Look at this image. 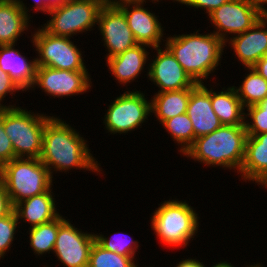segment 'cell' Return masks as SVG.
Wrapping results in <instances>:
<instances>
[{"label": "cell", "mask_w": 267, "mask_h": 267, "mask_svg": "<svg viewBox=\"0 0 267 267\" xmlns=\"http://www.w3.org/2000/svg\"><path fill=\"white\" fill-rule=\"evenodd\" d=\"M87 145V141L71 125L52 116L45 123L39 159L48 168L52 178L54 171L68 172L73 168L101 174V165Z\"/></svg>", "instance_id": "6da1fadb"}, {"label": "cell", "mask_w": 267, "mask_h": 267, "mask_svg": "<svg viewBox=\"0 0 267 267\" xmlns=\"http://www.w3.org/2000/svg\"><path fill=\"white\" fill-rule=\"evenodd\" d=\"M197 30L190 34L166 37L165 46L196 83H204L214 73L223 50L227 45L213 32L200 34ZM215 69V70H214Z\"/></svg>", "instance_id": "7a4b0ae2"}, {"label": "cell", "mask_w": 267, "mask_h": 267, "mask_svg": "<svg viewBox=\"0 0 267 267\" xmlns=\"http://www.w3.org/2000/svg\"><path fill=\"white\" fill-rule=\"evenodd\" d=\"M247 131L245 125H222L210 134L198 137L183 157L192 158L206 166H222L240 172Z\"/></svg>", "instance_id": "3957f363"}, {"label": "cell", "mask_w": 267, "mask_h": 267, "mask_svg": "<svg viewBox=\"0 0 267 267\" xmlns=\"http://www.w3.org/2000/svg\"><path fill=\"white\" fill-rule=\"evenodd\" d=\"M151 216V230L162 244L169 248L187 247L191 238L197 234L199 221L194 207L186 200H165Z\"/></svg>", "instance_id": "277c9868"}, {"label": "cell", "mask_w": 267, "mask_h": 267, "mask_svg": "<svg viewBox=\"0 0 267 267\" xmlns=\"http://www.w3.org/2000/svg\"><path fill=\"white\" fill-rule=\"evenodd\" d=\"M52 116L22 107H3L2 121L11 140L15 158H40L45 123Z\"/></svg>", "instance_id": "5b68a950"}, {"label": "cell", "mask_w": 267, "mask_h": 267, "mask_svg": "<svg viewBox=\"0 0 267 267\" xmlns=\"http://www.w3.org/2000/svg\"><path fill=\"white\" fill-rule=\"evenodd\" d=\"M2 183L12 206L52 187V176L39 158H15L2 166Z\"/></svg>", "instance_id": "8992f818"}, {"label": "cell", "mask_w": 267, "mask_h": 267, "mask_svg": "<svg viewBox=\"0 0 267 267\" xmlns=\"http://www.w3.org/2000/svg\"><path fill=\"white\" fill-rule=\"evenodd\" d=\"M102 6L97 0H68L62 6L49 10L50 20L42 27L53 35L70 38L94 30Z\"/></svg>", "instance_id": "52a82bcc"}, {"label": "cell", "mask_w": 267, "mask_h": 267, "mask_svg": "<svg viewBox=\"0 0 267 267\" xmlns=\"http://www.w3.org/2000/svg\"><path fill=\"white\" fill-rule=\"evenodd\" d=\"M32 36L35 47L37 66L69 70L87 71L82 51L70 40V37L57 36L48 33L42 26L38 27Z\"/></svg>", "instance_id": "ba28073f"}, {"label": "cell", "mask_w": 267, "mask_h": 267, "mask_svg": "<svg viewBox=\"0 0 267 267\" xmlns=\"http://www.w3.org/2000/svg\"><path fill=\"white\" fill-rule=\"evenodd\" d=\"M114 99L103 119V124L110 134L135 131L152 115L151 100L148 101L140 90L125 91Z\"/></svg>", "instance_id": "9c48e42d"}, {"label": "cell", "mask_w": 267, "mask_h": 267, "mask_svg": "<svg viewBox=\"0 0 267 267\" xmlns=\"http://www.w3.org/2000/svg\"><path fill=\"white\" fill-rule=\"evenodd\" d=\"M264 14L253 0H230L212 11L208 18L215 27L213 33L225 43L252 28Z\"/></svg>", "instance_id": "30bf717a"}, {"label": "cell", "mask_w": 267, "mask_h": 267, "mask_svg": "<svg viewBox=\"0 0 267 267\" xmlns=\"http://www.w3.org/2000/svg\"><path fill=\"white\" fill-rule=\"evenodd\" d=\"M68 220L59 215V229L53 251L55 257L64 267H88L95 233L82 232Z\"/></svg>", "instance_id": "8fae6325"}, {"label": "cell", "mask_w": 267, "mask_h": 267, "mask_svg": "<svg viewBox=\"0 0 267 267\" xmlns=\"http://www.w3.org/2000/svg\"><path fill=\"white\" fill-rule=\"evenodd\" d=\"M91 78L88 71H69L50 68L46 66H37L35 81L32 89L35 87L44 91L47 96L53 98H63L75 96L89 92L91 87Z\"/></svg>", "instance_id": "7c38bea8"}, {"label": "cell", "mask_w": 267, "mask_h": 267, "mask_svg": "<svg viewBox=\"0 0 267 267\" xmlns=\"http://www.w3.org/2000/svg\"><path fill=\"white\" fill-rule=\"evenodd\" d=\"M108 58L119 55L138 44L128 26L124 12L116 5H103L97 22Z\"/></svg>", "instance_id": "4fadbf2b"}, {"label": "cell", "mask_w": 267, "mask_h": 267, "mask_svg": "<svg viewBox=\"0 0 267 267\" xmlns=\"http://www.w3.org/2000/svg\"><path fill=\"white\" fill-rule=\"evenodd\" d=\"M123 12L138 44L161 47L164 29L155 13L144 8L146 0H120L115 3ZM163 40V41H161Z\"/></svg>", "instance_id": "5bb4252c"}, {"label": "cell", "mask_w": 267, "mask_h": 267, "mask_svg": "<svg viewBox=\"0 0 267 267\" xmlns=\"http://www.w3.org/2000/svg\"><path fill=\"white\" fill-rule=\"evenodd\" d=\"M153 49L157 55L147 65V78L159 88L158 92L194 88L198 84L165 46L164 50L161 47Z\"/></svg>", "instance_id": "9a60e30c"}, {"label": "cell", "mask_w": 267, "mask_h": 267, "mask_svg": "<svg viewBox=\"0 0 267 267\" xmlns=\"http://www.w3.org/2000/svg\"><path fill=\"white\" fill-rule=\"evenodd\" d=\"M267 14H264L258 22L244 33L237 34L225 44L234 50L238 62L245 67H252L257 61L267 54Z\"/></svg>", "instance_id": "2e32d148"}, {"label": "cell", "mask_w": 267, "mask_h": 267, "mask_svg": "<svg viewBox=\"0 0 267 267\" xmlns=\"http://www.w3.org/2000/svg\"><path fill=\"white\" fill-rule=\"evenodd\" d=\"M186 114L192 122L194 141L222 126L212 108L210 89L204 83H199L192 89Z\"/></svg>", "instance_id": "e0dca14e"}, {"label": "cell", "mask_w": 267, "mask_h": 267, "mask_svg": "<svg viewBox=\"0 0 267 267\" xmlns=\"http://www.w3.org/2000/svg\"><path fill=\"white\" fill-rule=\"evenodd\" d=\"M238 174L245 182L252 181L267 188V132L247 135L244 160Z\"/></svg>", "instance_id": "ac0fdd59"}, {"label": "cell", "mask_w": 267, "mask_h": 267, "mask_svg": "<svg viewBox=\"0 0 267 267\" xmlns=\"http://www.w3.org/2000/svg\"><path fill=\"white\" fill-rule=\"evenodd\" d=\"M22 0H0V46L16 44L28 31L31 15Z\"/></svg>", "instance_id": "d6986e66"}, {"label": "cell", "mask_w": 267, "mask_h": 267, "mask_svg": "<svg viewBox=\"0 0 267 267\" xmlns=\"http://www.w3.org/2000/svg\"><path fill=\"white\" fill-rule=\"evenodd\" d=\"M146 47L151 48L144 44H136L125 52L106 60L110 73L115 77V80L121 85L123 84L122 86L134 82L143 72L147 59L150 60Z\"/></svg>", "instance_id": "ffe728a7"}, {"label": "cell", "mask_w": 267, "mask_h": 267, "mask_svg": "<svg viewBox=\"0 0 267 267\" xmlns=\"http://www.w3.org/2000/svg\"><path fill=\"white\" fill-rule=\"evenodd\" d=\"M15 45L0 46V68L9 74L10 78L24 92L32 90L35 81L37 61L36 58L28 60L21 55Z\"/></svg>", "instance_id": "44dd1931"}, {"label": "cell", "mask_w": 267, "mask_h": 267, "mask_svg": "<svg viewBox=\"0 0 267 267\" xmlns=\"http://www.w3.org/2000/svg\"><path fill=\"white\" fill-rule=\"evenodd\" d=\"M53 188L48 191L27 198L14 206L19 223L28 222L31 227L56 219L60 214L56 208L57 201L53 197Z\"/></svg>", "instance_id": "7402d4cb"}, {"label": "cell", "mask_w": 267, "mask_h": 267, "mask_svg": "<svg viewBox=\"0 0 267 267\" xmlns=\"http://www.w3.org/2000/svg\"><path fill=\"white\" fill-rule=\"evenodd\" d=\"M220 92L210 89L211 104L222 125H245V108L234 86Z\"/></svg>", "instance_id": "603a6c76"}, {"label": "cell", "mask_w": 267, "mask_h": 267, "mask_svg": "<svg viewBox=\"0 0 267 267\" xmlns=\"http://www.w3.org/2000/svg\"><path fill=\"white\" fill-rule=\"evenodd\" d=\"M193 88L155 92L151 98V113L162 124L165 120L185 114Z\"/></svg>", "instance_id": "cb8c5ba5"}, {"label": "cell", "mask_w": 267, "mask_h": 267, "mask_svg": "<svg viewBox=\"0 0 267 267\" xmlns=\"http://www.w3.org/2000/svg\"><path fill=\"white\" fill-rule=\"evenodd\" d=\"M248 74L242 85L234 86L244 108L259 104L267 97V81L252 67H246Z\"/></svg>", "instance_id": "d4e9b609"}, {"label": "cell", "mask_w": 267, "mask_h": 267, "mask_svg": "<svg viewBox=\"0 0 267 267\" xmlns=\"http://www.w3.org/2000/svg\"><path fill=\"white\" fill-rule=\"evenodd\" d=\"M58 229L59 216L49 222L31 228L29 226L30 247L35 255L40 257L44 253H53Z\"/></svg>", "instance_id": "484cf974"}, {"label": "cell", "mask_w": 267, "mask_h": 267, "mask_svg": "<svg viewBox=\"0 0 267 267\" xmlns=\"http://www.w3.org/2000/svg\"><path fill=\"white\" fill-rule=\"evenodd\" d=\"M170 134L172 140L178 144L181 154H184L186 150L194 143V129L189 116L180 114L165 120L161 124Z\"/></svg>", "instance_id": "4316f807"}, {"label": "cell", "mask_w": 267, "mask_h": 267, "mask_svg": "<svg viewBox=\"0 0 267 267\" xmlns=\"http://www.w3.org/2000/svg\"><path fill=\"white\" fill-rule=\"evenodd\" d=\"M134 259L106 250L95 241L90 250L88 267H137Z\"/></svg>", "instance_id": "83f0119b"}, {"label": "cell", "mask_w": 267, "mask_h": 267, "mask_svg": "<svg viewBox=\"0 0 267 267\" xmlns=\"http://www.w3.org/2000/svg\"><path fill=\"white\" fill-rule=\"evenodd\" d=\"M95 234V241L102 246L104 249L118 253L123 256H131L135 258V254L139 249V242L133 240L132 237H125V233L120 234L119 232L115 233L112 237H105L103 234Z\"/></svg>", "instance_id": "f1b7e54d"}, {"label": "cell", "mask_w": 267, "mask_h": 267, "mask_svg": "<svg viewBox=\"0 0 267 267\" xmlns=\"http://www.w3.org/2000/svg\"><path fill=\"white\" fill-rule=\"evenodd\" d=\"M245 110L248 112L245 113L247 135L254 136L267 132V97L259 104L249 106Z\"/></svg>", "instance_id": "f546056e"}, {"label": "cell", "mask_w": 267, "mask_h": 267, "mask_svg": "<svg viewBox=\"0 0 267 267\" xmlns=\"http://www.w3.org/2000/svg\"><path fill=\"white\" fill-rule=\"evenodd\" d=\"M18 224L20 223L14 209L8 215L0 217V259L10 251V246L15 240L16 229L20 228Z\"/></svg>", "instance_id": "4dcf8cb0"}, {"label": "cell", "mask_w": 267, "mask_h": 267, "mask_svg": "<svg viewBox=\"0 0 267 267\" xmlns=\"http://www.w3.org/2000/svg\"><path fill=\"white\" fill-rule=\"evenodd\" d=\"M12 159H15L14 149L10 138L5 133L2 121V108H0V164L3 166Z\"/></svg>", "instance_id": "1f68e13d"}, {"label": "cell", "mask_w": 267, "mask_h": 267, "mask_svg": "<svg viewBox=\"0 0 267 267\" xmlns=\"http://www.w3.org/2000/svg\"><path fill=\"white\" fill-rule=\"evenodd\" d=\"M22 91L19 86L10 78L9 74L0 68V108L15 107L14 105H4L3 100L8 94L15 95L14 93ZM3 104V105H2Z\"/></svg>", "instance_id": "d6a6232c"}, {"label": "cell", "mask_w": 267, "mask_h": 267, "mask_svg": "<svg viewBox=\"0 0 267 267\" xmlns=\"http://www.w3.org/2000/svg\"><path fill=\"white\" fill-rule=\"evenodd\" d=\"M230 0H183L181 4L189 6V8H195L197 10L204 9L207 15H209L215 9H218L221 5ZM199 8V9H198Z\"/></svg>", "instance_id": "836d02e7"}, {"label": "cell", "mask_w": 267, "mask_h": 267, "mask_svg": "<svg viewBox=\"0 0 267 267\" xmlns=\"http://www.w3.org/2000/svg\"><path fill=\"white\" fill-rule=\"evenodd\" d=\"M13 209L14 207L11 204L4 184L0 181V217L8 215Z\"/></svg>", "instance_id": "e575fe53"}, {"label": "cell", "mask_w": 267, "mask_h": 267, "mask_svg": "<svg viewBox=\"0 0 267 267\" xmlns=\"http://www.w3.org/2000/svg\"><path fill=\"white\" fill-rule=\"evenodd\" d=\"M252 68H254L267 81V54L257 61Z\"/></svg>", "instance_id": "d590c367"}, {"label": "cell", "mask_w": 267, "mask_h": 267, "mask_svg": "<svg viewBox=\"0 0 267 267\" xmlns=\"http://www.w3.org/2000/svg\"><path fill=\"white\" fill-rule=\"evenodd\" d=\"M174 267H206V265H204L203 262L197 260V258H188L180 261L179 264L177 263Z\"/></svg>", "instance_id": "8d00e7d4"}, {"label": "cell", "mask_w": 267, "mask_h": 267, "mask_svg": "<svg viewBox=\"0 0 267 267\" xmlns=\"http://www.w3.org/2000/svg\"><path fill=\"white\" fill-rule=\"evenodd\" d=\"M35 6L31 5L32 7L30 10H35V12H44V14H47L49 12V9L47 6L44 4V0H34ZM46 12V13H45Z\"/></svg>", "instance_id": "74e56055"}, {"label": "cell", "mask_w": 267, "mask_h": 267, "mask_svg": "<svg viewBox=\"0 0 267 267\" xmlns=\"http://www.w3.org/2000/svg\"><path fill=\"white\" fill-rule=\"evenodd\" d=\"M68 0H44V4L49 10L62 6Z\"/></svg>", "instance_id": "f35d334b"}, {"label": "cell", "mask_w": 267, "mask_h": 267, "mask_svg": "<svg viewBox=\"0 0 267 267\" xmlns=\"http://www.w3.org/2000/svg\"><path fill=\"white\" fill-rule=\"evenodd\" d=\"M259 263L257 262L256 264H252V265H247L246 267H256ZM212 267H235L233 264L231 263H227V261H220L218 263H214V265H212Z\"/></svg>", "instance_id": "ab89813d"}, {"label": "cell", "mask_w": 267, "mask_h": 267, "mask_svg": "<svg viewBox=\"0 0 267 267\" xmlns=\"http://www.w3.org/2000/svg\"><path fill=\"white\" fill-rule=\"evenodd\" d=\"M255 4L265 13L267 14V0H253Z\"/></svg>", "instance_id": "60d3db41"}, {"label": "cell", "mask_w": 267, "mask_h": 267, "mask_svg": "<svg viewBox=\"0 0 267 267\" xmlns=\"http://www.w3.org/2000/svg\"><path fill=\"white\" fill-rule=\"evenodd\" d=\"M97 1H99L102 5H111L116 3V0H97Z\"/></svg>", "instance_id": "b9f144b4"}, {"label": "cell", "mask_w": 267, "mask_h": 267, "mask_svg": "<svg viewBox=\"0 0 267 267\" xmlns=\"http://www.w3.org/2000/svg\"><path fill=\"white\" fill-rule=\"evenodd\" d=\"M2 180V165L0 164V181Z\"/></svg>", "instance_id": "7bdbcfd3"}, {"label": "cell", "mask_w": 267, "mask_h": 267, "mask_svg": "<svg viewBox=\"0 0 267 267\" xmlns=\"http://www.w3.org/2000/svg\"><path fill=\"white\" fill-rule=\"evenodd\" d=\"M158 1H160V0H158ZM161 1H162V0H161ZM172 1H173V2H175V1H176L177 3H179V4H180V3H181L183 0H172Z\"/></svg>", "instance_id": "ee69618b"}, {"label": "cell", "mask_w": 267, "mask_h": 267, "mask_svg": "<svg viewBox=\"0 0 267 267\" xmlns=\"http://www.w3.org/2000/svg\"><path fill=\"white\" fill-rule=\"evenodd\" d=\"M117 1H120V0H116V2ZM150 1V0H149ZM152 1V3H155L156 4V2H160V1H158V0H151Z\"/></svg>", "instance_id": "f6af8a7d"}, {"label": "cell", "mask_w": 267, "mask_h": 267, "mask_svg": "<svg viewBox=\"0 0 267 267\" xmlns=\"http://www.w3.org/2000/svg\"><path fill=\"white\" fill-rule=\"evenodd\" d=\"M256 267H264V266L259 263Z\"/></svg>", "instance_id": "bcb514c9"}]
</instances>
